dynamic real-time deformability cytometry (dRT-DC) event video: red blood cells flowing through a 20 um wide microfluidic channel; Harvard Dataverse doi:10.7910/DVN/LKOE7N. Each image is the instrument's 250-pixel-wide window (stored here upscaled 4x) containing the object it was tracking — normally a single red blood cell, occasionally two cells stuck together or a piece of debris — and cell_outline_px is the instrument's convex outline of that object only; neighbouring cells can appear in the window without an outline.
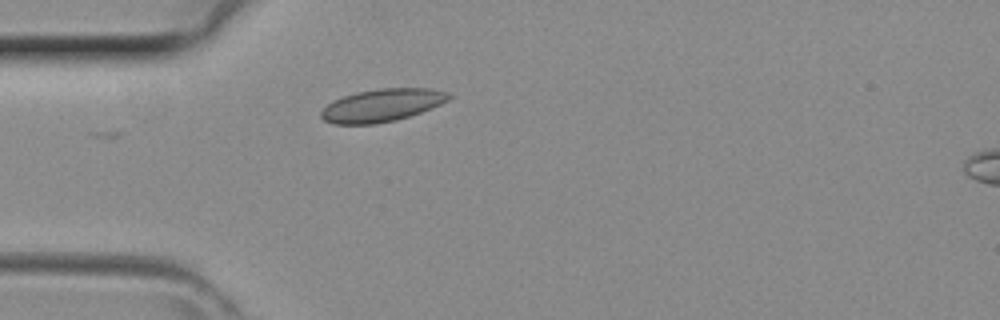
{"species": "common noctule bat (a hibernating species)", "species_latin": "Nyctalus noctula", "temperature_condition": "room temperature", "stored_images_in_passage": 23, "camera_frame_rate_fps": 3000, "um_per_image_px": 0.085, "animal": {"sex": "female", "body_mass_g": 29.2, "forearm_length_mm": 56.3}, "frame": {"image": 1, "passage_image": 1, "time_ms": 0.0, "image_size_px": [1000, 320], "cell_outline_px": [[452, 96], [448, 100], [432, 108], [396, 120], [376, 124], [332, 124], [324, 120], [320, 116], [320, 112], [332, 100], [356, 92], [380, 88], [432, 88], [452, 92]], "centroid_in_image_um": [32.49, 8.94], "position_along_channel_um": 52.5, "area_um2": 24.51}}
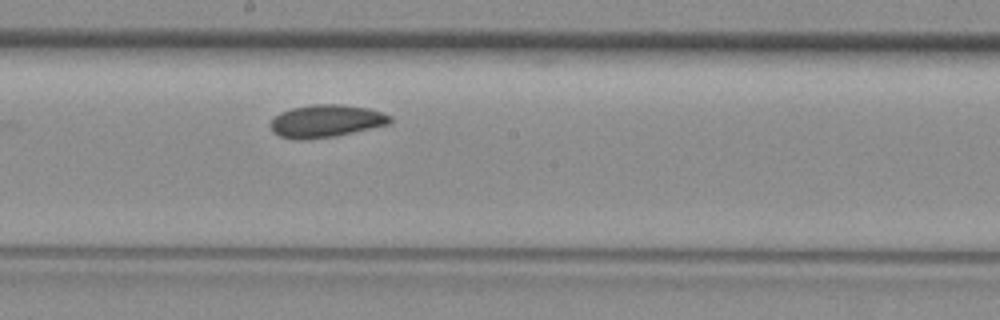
{"frame": {"image": 2, "passage_image": 12, "time_ms": 3.667, "image_size_px": [1000, 320], "cell_outline_px": [[392, 120], [388, 124], [352, 132], [332, 136], [304, 140], [296, 140], [280, 136], [272, 132], [268, 124], [280, 112], [292, 108], [312, 104], [344, 104], [368, 108], [392, 116]], "centroid_in_image_um": [27.67, 10.28], "position_along_channel_um": 220.5, "area_um2": 22.66}}
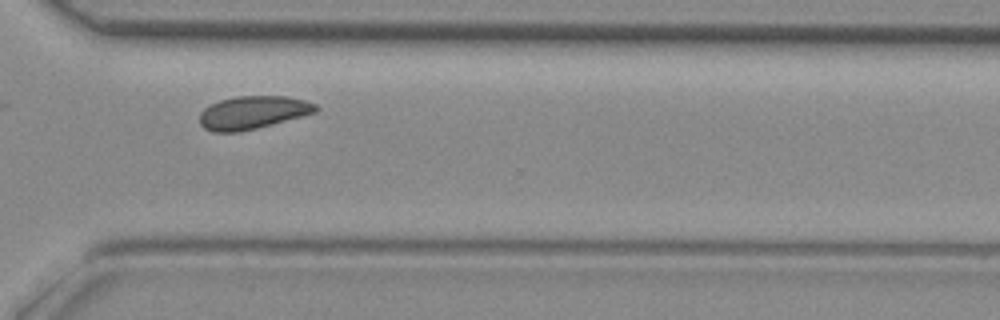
{"frame": {"image": 3, "passage_image": 20, "time_ms": 6.333, "image_size_px": [1000, 320], "cell_outline_px": [[320, 108], [316, 112], [256, 128], [236, 132], [212, 132], [204, 128], [200, 124], [200, 112], [204, 108], [220, 100], [236, 96], [284, 96], [304, 100], [316, 104]], "centroid_in_image_um": [21.47, 9.56], "position_along_channel_um": 349.1, "area_um2": 22.14}}